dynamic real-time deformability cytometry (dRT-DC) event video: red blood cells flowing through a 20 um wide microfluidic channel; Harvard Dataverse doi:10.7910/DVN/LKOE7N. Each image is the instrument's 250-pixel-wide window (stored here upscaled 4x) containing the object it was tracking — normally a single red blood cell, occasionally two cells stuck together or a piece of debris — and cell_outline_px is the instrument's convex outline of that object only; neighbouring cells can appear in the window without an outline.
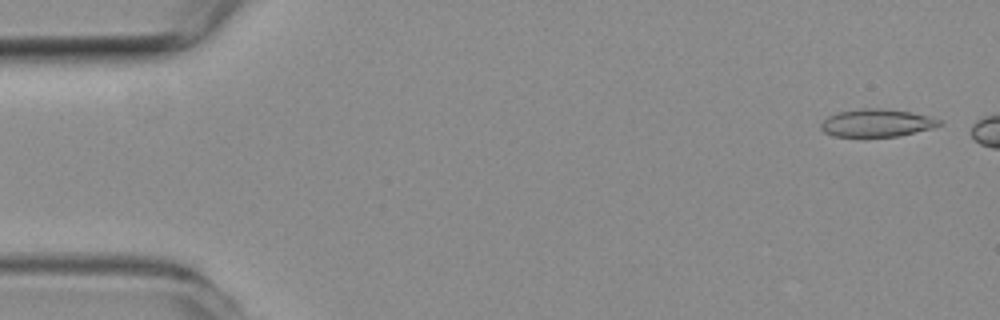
{"species": "common noctule bat (a hibernating species)", "species_latin": "Nyctalus noctula", "temperature_condition": "room temperature", "stored_images_in_passage": 7, "camera_frame_rate_fps": 3000, "um_per_image_px": 0.085, "animal": {"sex": "female", "body_mass_g": 19.3, "forearm_length_mm": 54.1}, "frame": {"image": 1, "passage_image": 2, "time_ms": 0.333, "image_size_px": [1000, 320], "cell_outline_px": [[944, 124], [932, 128], [900, 136], [832, 136], [824, 132], [820, 128], [820, 124], [828, 116], [840, 112], [860, 108], [888, 108], [912, 112], [944, 120]], "centroid_in_image_um": [74.57, 10.44], "position_along_channel_um": 10.4, "area_um2": 19.31}}